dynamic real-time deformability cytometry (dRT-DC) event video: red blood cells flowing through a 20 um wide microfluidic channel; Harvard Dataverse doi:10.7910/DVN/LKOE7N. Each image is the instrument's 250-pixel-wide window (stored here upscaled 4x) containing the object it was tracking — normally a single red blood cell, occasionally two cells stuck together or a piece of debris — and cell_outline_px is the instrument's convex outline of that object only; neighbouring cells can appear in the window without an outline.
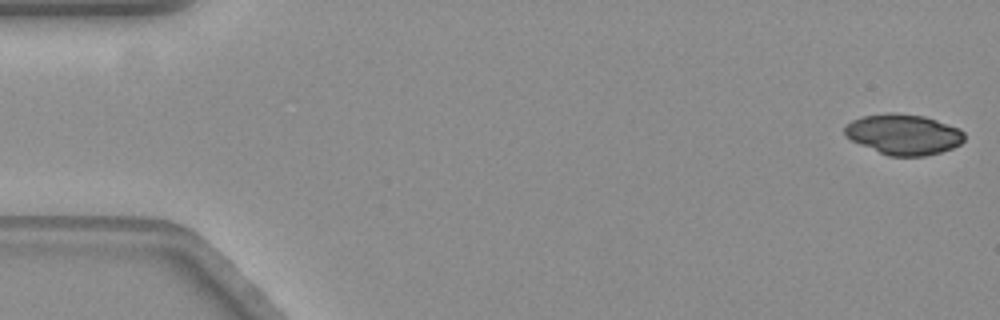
{"species": "common noctule bat (a hibernating species)", "species_latin": "Nyctalus noctula", "temperature_condition": "warm", "stored_images_in_passage": 57, "camera_frame_rate_fps": 3000, "um_per_image_px": 0.085, "animal": {"sex": "female", "body_mass_g": 19.3, "forearm_length_mm": 54.1}, "frame": {"image": 1, "passage_image": 1, "time_ms": 0.0, "image_size_px": [1000, 320], "cell_outline_px": [[964, 140], [960, 144], [952, 148], [940, 152], [924, 156], [888, 156], [860, 144], [852, 140], [844, 132], [844, 128], [852, 120], [864, 116], [888, 112], [892, 112], [924, 116], [960, 128], [964, 132]], "centroid_in_image_um": [76.82, 11.42], "position_along_channel_um": 8.2, "area_um2": 28.09}, "authors_computed_cell_mechanics": {"area_um2": 29.3624, "velocity_mm_per_s": 3.5221, "shape_relaxation_time_tau1_ms": 2.1564, "shape_relaxation_time_tau2_ms": null, "deformation_change_tau1": 0.3161, "deformation_change_tau2": null}}